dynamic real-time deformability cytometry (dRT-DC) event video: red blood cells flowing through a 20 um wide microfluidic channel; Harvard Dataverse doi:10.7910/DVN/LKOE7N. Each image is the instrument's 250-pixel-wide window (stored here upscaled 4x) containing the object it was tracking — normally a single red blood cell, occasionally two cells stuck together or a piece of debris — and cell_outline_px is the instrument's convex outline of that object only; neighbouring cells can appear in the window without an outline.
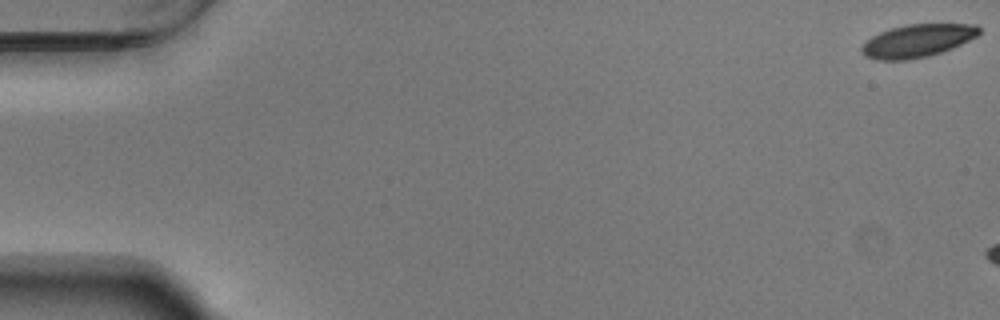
{"species": "Egyptian fruit bat (a non-hibernating species)", "species_latin": "Rousettus aegyptiacus", "temperature_condition": "warm", "stored_images_in_passage": 7, "camera_frame_rate_fps": 3000, "um_per_image_px": 0.085, "animal": {"sex": "male"}, "frame": {"image": 1, "passage_image": 1, "time_ms": 0.0, "image_size_px": [1000, 320], "cell_outline_px": [[980, 32], [976, 36], [952, 48], [928, 56], [908, 60], [876, 60], [864, 56], [860, 52], [860, 48], [872, 36], [880, 32], [892, 28], [908, 24], [976, 24], [980, 28]], "centroid_in_image_um": [77.95, 3.47], "position_along_channel_um": 7.1, "area_um2": 22.37}}